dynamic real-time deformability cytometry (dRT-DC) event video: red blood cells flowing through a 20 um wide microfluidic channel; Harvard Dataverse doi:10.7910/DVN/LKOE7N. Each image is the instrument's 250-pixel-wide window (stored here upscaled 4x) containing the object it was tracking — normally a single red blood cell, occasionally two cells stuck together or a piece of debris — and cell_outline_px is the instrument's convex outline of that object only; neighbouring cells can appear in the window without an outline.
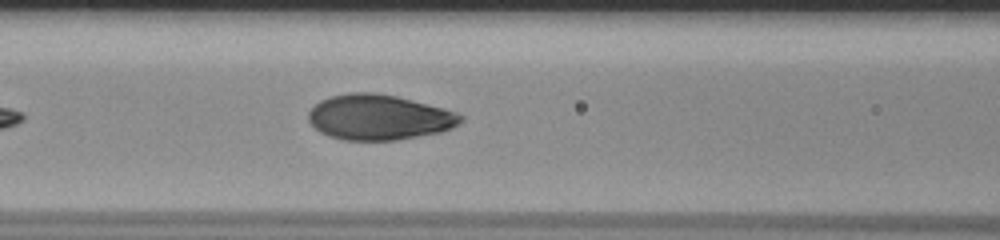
{"species": "human", "species_latin": "Homo sapiens", "temperature_condition": "room temperature", "stored_images_in_passage": 18, "camera_frame_rate_fps": 3000, "um_per_image_px": 0.085, "donor": {"sex": "male"}, "frame": {"image": 1, "passage_image": 8, "time_ms": 2.333, "image_size_px": [1000, 240], "cell_outline_px": [[464, 120], [460, 124], [452, 128], [440, 132], [396, 140], [344, 140], [328, 136], [320, 132], [308, 120], [308, 112], [320, 100], [332, 96], [352, 92], [372, 92], [396, 96], [456, 112], [464, 116]], "centroid_in_image_um": [32.21, 9.97], "position_along_channel_um": 134.4, "area_um2": 40.0}}